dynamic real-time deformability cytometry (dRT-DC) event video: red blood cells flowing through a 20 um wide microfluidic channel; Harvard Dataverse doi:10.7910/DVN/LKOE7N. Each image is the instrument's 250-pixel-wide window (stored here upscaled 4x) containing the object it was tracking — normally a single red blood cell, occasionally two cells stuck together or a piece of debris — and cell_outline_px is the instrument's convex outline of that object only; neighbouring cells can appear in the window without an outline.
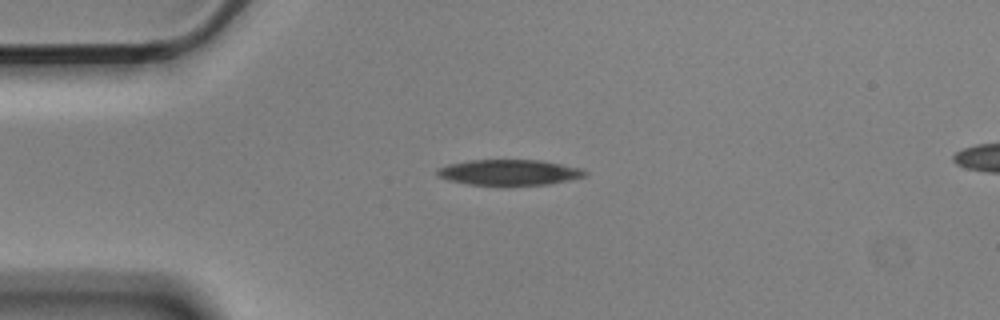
{"species": "Egyptian fruit bat (a non-hibernating species)", "species_latin": "Rousettus aegyptiacus", "temperature_condition": "cold", "stored_images_in_passage": 3, "segment_of_instrument_passage": [1, 2], "camera_frame_rate_fps": 3000, "um_per_image_px": 0.085, "animal": {"sex": "male"}, "frame": {"image": 1, "passage_image": 1, "time_ms": 0.0, "image_size_px": [1000, 320], "cell_outline_px": [[588, 172], [584, 176], [568, 180], [548, 184], [504, 188], [500, 188], [468, 184], [448, 180], [436, 176], [436, 168], [448, 164], [468, 160], [540, 160], [580, 168]], "centroid_in_image_um": [43.2, 14.69], "position_along_channel_um": 41.8, "area_um2": 22.95}}